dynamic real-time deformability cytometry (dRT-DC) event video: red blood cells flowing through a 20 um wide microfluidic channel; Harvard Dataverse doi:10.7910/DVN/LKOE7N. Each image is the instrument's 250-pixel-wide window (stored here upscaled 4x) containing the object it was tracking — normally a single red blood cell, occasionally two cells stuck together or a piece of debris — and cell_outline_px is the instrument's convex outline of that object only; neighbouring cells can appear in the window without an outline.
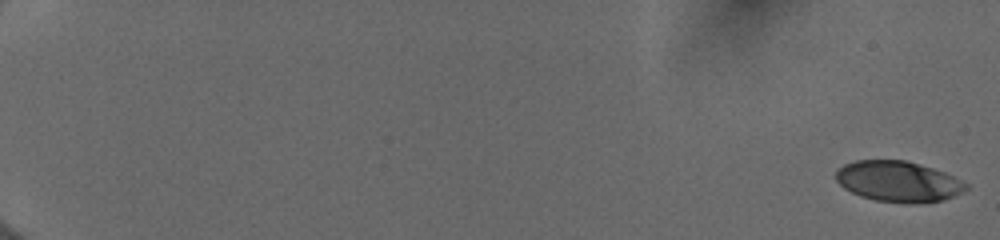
{"species": "human", "species_latin": "Homo sapiens", "temperature_condition": "cold", "stored_images_in_passage": 55, "camera_frame_rate_fps": 3000, "um_per_image_px": 0.085, "donor": {"sex": "female"}, "frame": {"image": 1, "passage_image": 1, "time_ms": 0.0, "image_size_px": [1000, 240], "cell_outline_px": [[968, 188], [964, 192], [944, 200], [916, 204], [904, 204], [876, 200], [860, 196], [844, 188], [836, 180], [836, 172], [844, 164], [856, 160], [904, 160], [932, 168], [944, 172], [968, 184]], "centroid_in_image_um": [76.37, 15.44], "position_along_channel_um": 8.6, "area_um2": 30.92}}
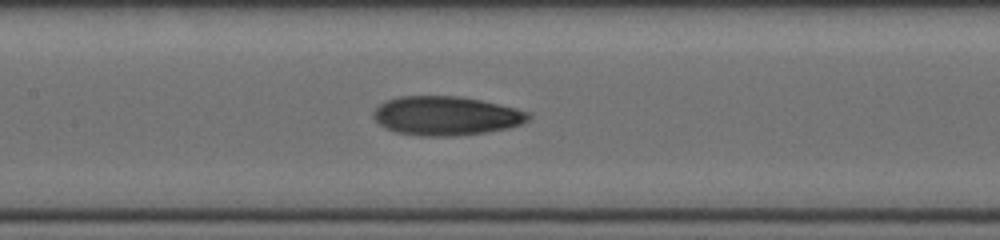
{"frame": {"image": 2, "passage_image": 30, "time_ms": 9.667, "image_size_px": [1000, 240], "cell_outline_px": [[532, 116], [528, 120], [520, 124], [508, 128], [484, 132], [452, 136], [420, 136], [396, 132], [384, 128], [372, 116], [372, 112], [380, 104], [388, 100], [400, 96], [460, 96], [480, 100], [516, 108], [532, 112]], "centroid_in_image_um": [37.92, 9.84], "position_along_channel_um": 169.5, "area_um2": 35.26}}
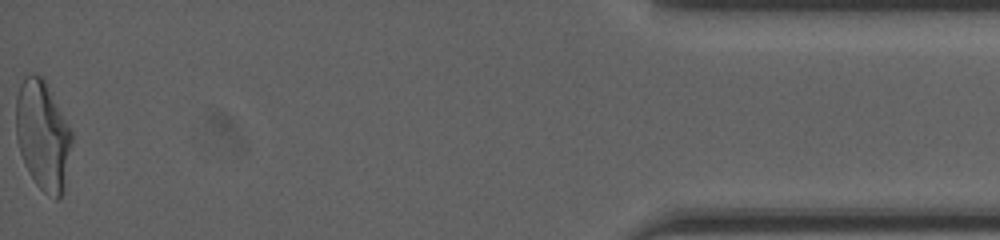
{"frame": {"image": 3, "passage_image": 55, "time_ms": 18.0, "image_size_px": [1000, 240], "cell_outline_px": [[72, 144], [64, 192], [56, 200], [44, 192], [36, 184], [24, 164], [20, 152], [16, 136], [16, 96], [20, 84], [24, 76], [32, 72], [44, 76], [72, 132]], "centroid_in_image_um": [3.64, 11.47], "position_along_channel_um": 431.6, "area_um2": 36.07}, "authors_computed_cell_mechanics": {"area_um2": 33.5818, "velocity_mm_per_s": 3.9983, "shape_relaxation_time_tau1_ms": 5.0658, "shape_relaxation_time_tau2_ms": 1.9426, "deformation_change_tau1": 0.1875, "deformation_change_tau2": 0.0886}}